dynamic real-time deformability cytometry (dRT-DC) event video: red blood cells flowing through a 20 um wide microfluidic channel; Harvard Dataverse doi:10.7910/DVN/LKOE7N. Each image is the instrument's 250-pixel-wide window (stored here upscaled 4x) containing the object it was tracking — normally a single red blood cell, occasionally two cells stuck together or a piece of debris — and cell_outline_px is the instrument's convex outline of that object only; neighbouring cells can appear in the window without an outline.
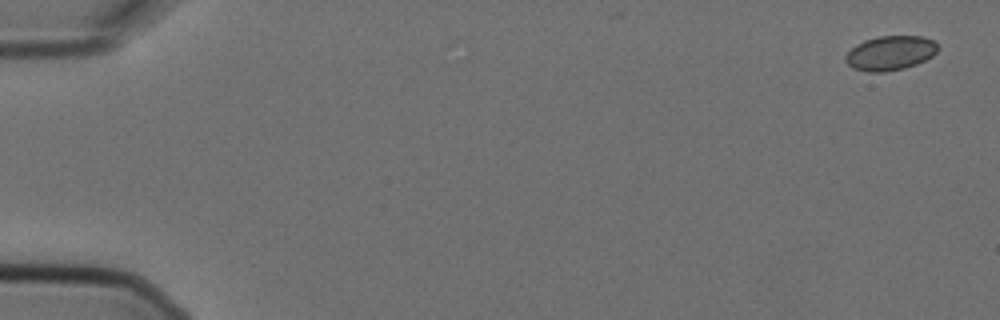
{"species": "Egyptian fruit bat (a non-hibernating species)", "species_latin": "Rousettus aegyptiacus", "temperature_condition": "cold", "stored_images_in_passage": 2, "camera_frame_rate_fps": 3000, "um_per_image_px": 0.085, "animal": {"sex": "female"}, "frame": {"image": 1, "passage_image": 1, "time_ms": 0.0, "image_size_px": [1000, 320], "cell_outline_px": [[936, 52], [932, 56], [916, 64], [904, 68], [884, 72], [868, 72], [852, 68], [844, 60], [844, 56], [856, 44], [864, 40], [880, 36], [924, 36], [936, 40]], "centroid_in_image_um": [75.65, 4.5], "position_along_channel_um": 9.3, "area_um2": 18.55}}